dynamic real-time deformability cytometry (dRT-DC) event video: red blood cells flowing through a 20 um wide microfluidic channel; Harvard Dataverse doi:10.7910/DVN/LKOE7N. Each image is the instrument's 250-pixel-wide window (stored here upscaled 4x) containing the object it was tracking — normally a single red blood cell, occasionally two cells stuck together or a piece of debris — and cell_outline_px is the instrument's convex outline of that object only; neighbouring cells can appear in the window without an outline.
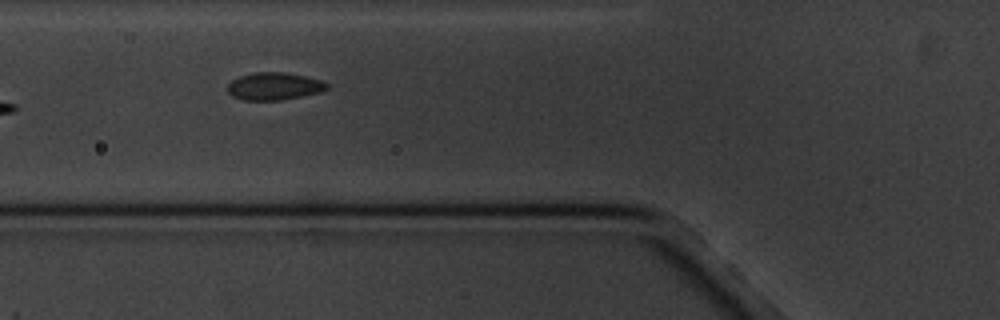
{"species": "common noctule bat (a hibernating species)", "species_latin": "Nyctalus noctula", "temperature_condition": "cold", "stored_images_in_passage": 5, "camera_frame_rate_fps": 3000, "um_per_image_px": 0.085, "animal": {"sex": "male", "body_mass_g": 20.1, "forearm_length_mm": 53.5}, "frame": {"image": 1, "passage_image": 4, "time_ms": 3.667, "image_size_px": [1000, 320], "cell_outline_px": [[328, 88], [320, 92], [304, 96], [280, 100], [244, 100], [232, 96], [228, 92], [228, 84], [232, 80], [240, 76], [252, 72], [284, 72], [304, 76], [320, 80], [328, 84]], "centroid_in_image_um": [23.29, 7.33], "position_along_channel_um": 102.5, "area_um2": 15.9}}
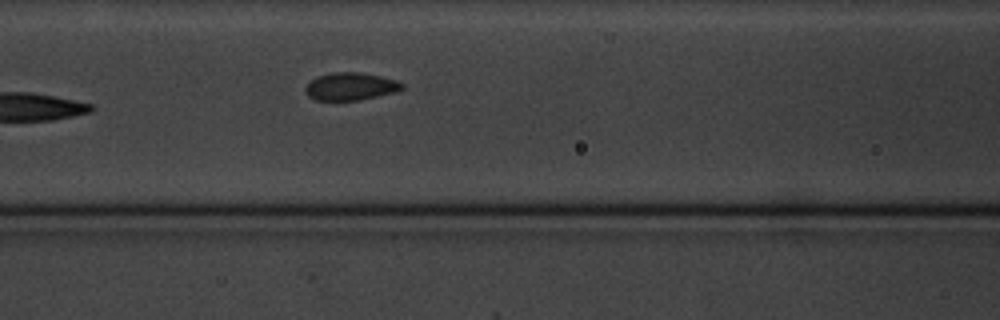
{"frame": {"image": 2, "passage_image": 5, "time_ms": 4.667, "image_size_px": [1000, 320], "cell_outline_px": [[404, 88], [396, 92], [360, 100], [316, 100], [308, 96], [304, 92], [304, 88], [316, 76], [332, 72], [360, 72], [380, 76], [396, 80], [404, 84]], "centroid_in_image_um": [29.79, 7.34], "position_along_channel_um": 136.8, "area_um2": 15.66}}